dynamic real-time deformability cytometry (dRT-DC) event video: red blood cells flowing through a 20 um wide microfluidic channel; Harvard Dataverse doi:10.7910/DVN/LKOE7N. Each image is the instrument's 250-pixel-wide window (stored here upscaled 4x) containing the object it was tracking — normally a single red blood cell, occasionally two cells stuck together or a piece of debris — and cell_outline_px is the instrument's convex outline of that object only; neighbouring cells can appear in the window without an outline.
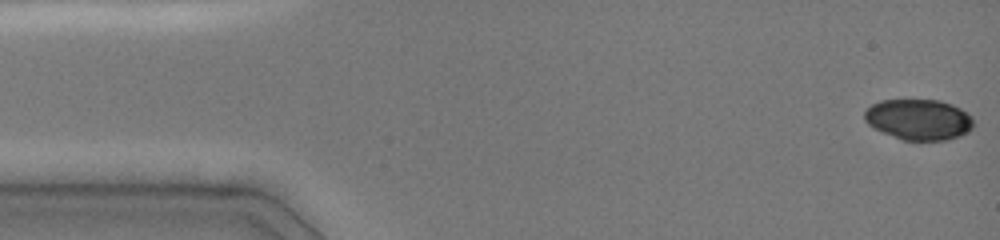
{"species": "common noctule bat (a hibernating species)", "species_latin": "Nyctalus noctula", "temperature_condition": "cold", "stored_images_in_passage": 47, "camera_frame_rate_fps": 3000, "um_per_image_px": 0.085, "animal": {"sex": "female", "body_mass_g": 19.0, "forearm_length_mm": 51.5}, "frame": {"image": 1, "passage_image": 1, "time_ms": 0.0, "image_size_px": [1000, 240], "cell_outline_px": [[972, 128], [968, 132], [960, 136], [948, 140], [900, 140], [868, 124], [864, 120], [864, 112], [872, 104], [880, 100], [940, 100], [952, 104], [968, 112], [972, 116]], "centroid_in_image_um": [78.11, 10.15], "position_along_channel_um": 6.9, "area_um2": 25.95}}
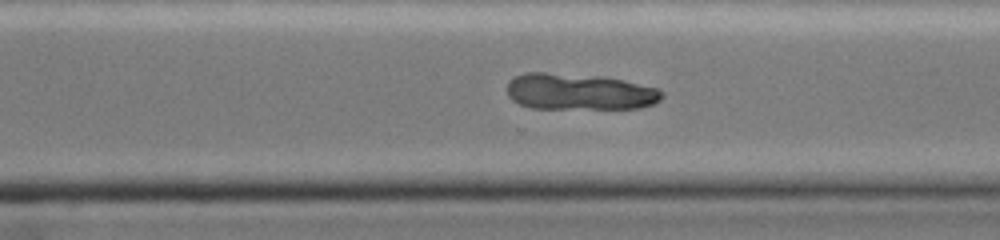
{"frame": {"image": 2, "passage_image": 33, "time_ms": 10.667, "image_size_px": [1000, 240], "cell_outline_px": [[664, 96], [660, 100], [652, 104], [640, 108], [528, 108], [512, 100], [508, 96], [508, 84], [516, 76], [528, 72], [544, 72], [604, 76], [624, 80], [656, 88]], "centroid_in_image_um": [49.23, 7.79], "position_along_channel_um": 321.4, "area_um2": 32.71}}
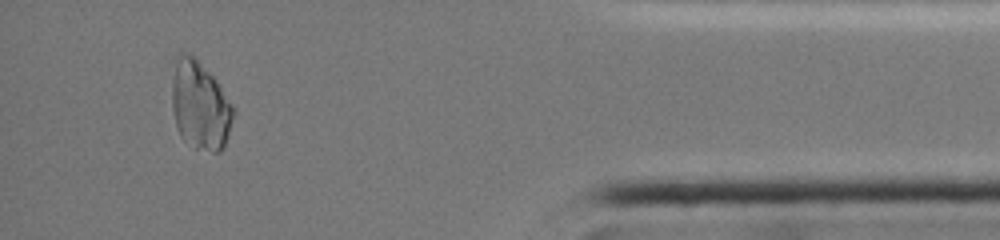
{"frame": {"image": 3, "passage_image": 43, "time_ms": 14.0, "image_size_px": [1000, 240], "cell_outline_px": [[232, 116], [224, 148], [220, 152], [212, 152], [196, 148], [180, 136], [176, 124], [172, 108], [172, 84], [176, 64], [180, 52], [192, 56], [216, 80], [232, 104]], "centroid_in_image_um": [16.99, 9.01], "position_along_channel_um": 418.2, "area_um2": 30.69}}